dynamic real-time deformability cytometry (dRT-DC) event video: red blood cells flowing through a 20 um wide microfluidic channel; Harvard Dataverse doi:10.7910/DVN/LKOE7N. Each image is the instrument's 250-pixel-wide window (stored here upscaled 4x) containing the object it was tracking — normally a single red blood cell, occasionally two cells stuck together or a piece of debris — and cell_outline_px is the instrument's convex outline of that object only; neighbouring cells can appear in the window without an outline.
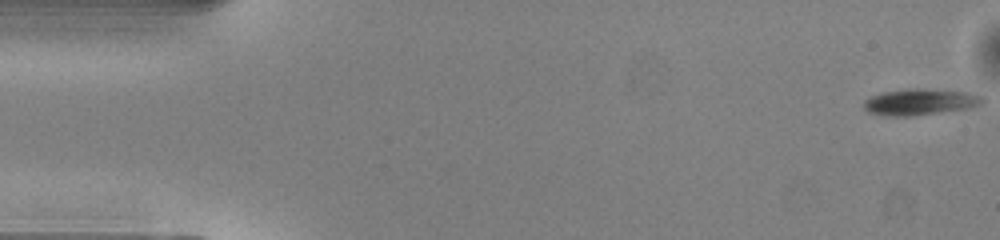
{"species": "common noctule bat (a hibernating species)", "species_latin": "Nyctalus noctula", "temperature_condition": "warm", "stored_images_in_passage": 11, "camera_frame_rate_fps": 3000, "um_per_image_px": 0.085, "animal": {"sex": "male", "body_mass_g": 13.0, "forearm_length_mm": 53.1}, "frame": {"image": 1, "passage_image": 1, "time_ms": 0.0, "image_size_px": [1000, 240], "cell_outline_px": [[984, 100], [980, 104], [968, 108], [912, 116], [884, 116], [868, 112], [864, 108], [864, 100], [872, 96], [884, 92], [912, 88], [916, 88], [964, 92], [984, 96]], "centroid_in_image_um": [78.17, 8.67], "position_along_channel_um": 6.8, "area_um2": 17.92}}